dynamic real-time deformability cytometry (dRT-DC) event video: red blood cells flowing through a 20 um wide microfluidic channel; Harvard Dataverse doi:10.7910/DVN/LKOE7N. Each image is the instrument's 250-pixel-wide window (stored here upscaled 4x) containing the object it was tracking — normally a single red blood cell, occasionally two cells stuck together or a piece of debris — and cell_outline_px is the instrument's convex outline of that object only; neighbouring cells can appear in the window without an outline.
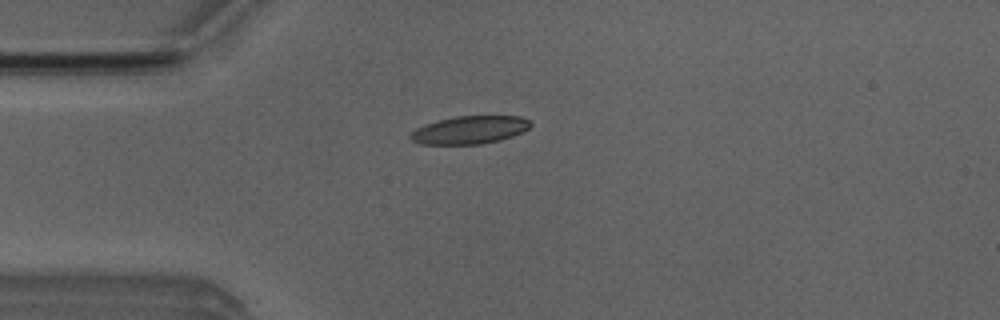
{"species": "Egyptian fruit bat (a non-hibernating species)", "species_latin": "Rousettus aegyptiacus", "temperature_condition": "room temperature", "stored_images_in_passage": 49, "camera_frame_rate_fps": 3000, "um_per_image_px": 0.085, "animal": {"sex": "male"}, "frame": {"image": 1, "passage_image": 13, "time_ms": 4.0, "image_size_px": [1000, 320], "cell_outline_px": [[532, 124], [528, 128], [512, 136], [500, 140], [480, 144], [420, 144], [412, 140], [408, 136], [416, 128], [424, 124], [456, 116], [520, 116], [528, 120]], "centroid_in_image_um": [39.9, 11.04], "position_along_channel_um": 45.1, "area_um2": 19.36}}
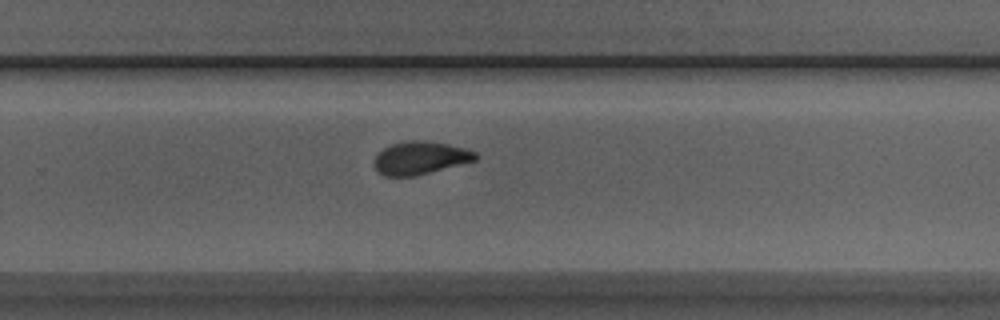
{"frame": {"image": 2, "passage_image": 33, "time_ms": 10.667, "image_size_px": [1000, 320], "cell_outline_px": [[480, 156], [476, 160], [416, 176], [384, 176], [376, 168], [376, 156], [384, 148], [392, 144], [408, 140], [420, 140], [448, 144], [468, 148], [476, 152]], "centroid_in_image_um": [35.79, 13.42], "position_along_channel_um": 294.0, "area_um2": 19.31}}
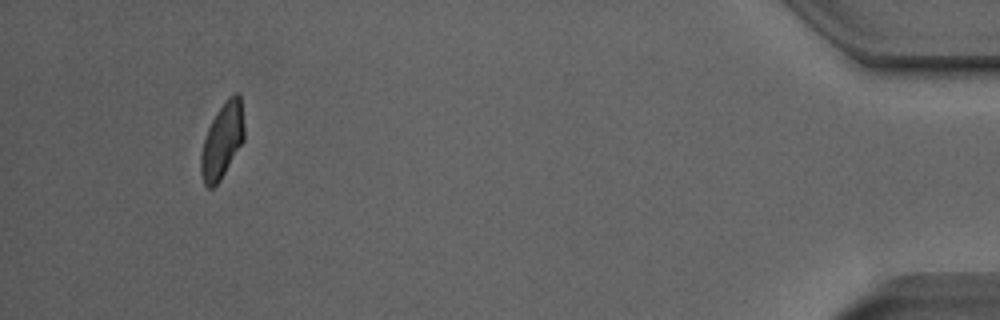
{"frame": {"image": 3, "passage_image": 48, "time_ms": 15.667, "image_size_px": [1000, 320], "cell_outline_px": [[244, 140], [220, 180], [212, 188], [208, 188], [204, 184], [200, 172], [200, 156], [204, 140], [208, 128], [212, 120], [224, 100], [228, 96], [236, 92], [240, 92], [244, 124]], "centroid_in_image_um": [18.89, 11.92], "position_along_channel_um": 416.3, "area_um2": 19.02}}